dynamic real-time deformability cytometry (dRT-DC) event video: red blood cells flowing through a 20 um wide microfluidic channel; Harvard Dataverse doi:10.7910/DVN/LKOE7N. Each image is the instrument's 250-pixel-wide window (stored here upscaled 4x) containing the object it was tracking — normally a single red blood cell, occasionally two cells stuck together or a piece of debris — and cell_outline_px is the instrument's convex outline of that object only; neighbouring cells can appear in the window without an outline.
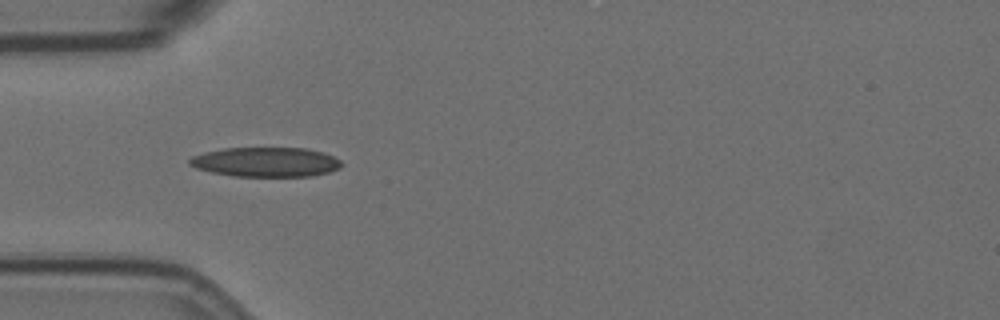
{"species": "Egyptian fruit bat (a non-hibernating species)", "species_latin": "Rousettus aegyptiacus", "temperature_condition": "room temperature", "stored_images_in_passage": 26, "camera_frame_rate_fps": 3000, "um_per_image_px": 0.085, "animal": {"sex": "female"}, "frame": {"image": 1, "passage_image": 16, "time_ms": 5.0, "image_size_px": [1000, 320], "cell_outline_px": [[344, 164], [340, 168], [328, 172], [312, 176], [232, 176], [212, 172], [196, 168], [188, 164], [188, 160], [192, 156], [204, 152], [224, 148], [304, 148], [320, 152], [332, 156], [340, 160]], "centroid_in_image_um": [22.57, 13.77], "position_along_channel_um": 62.4, "area_um2": 26.13}}
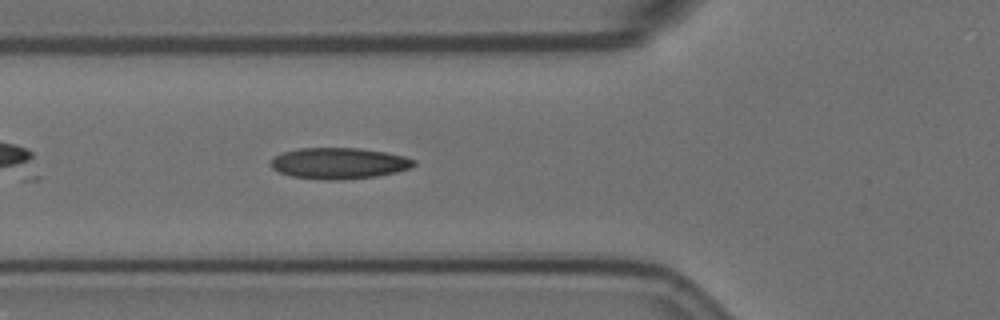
{"frame": {"image": 2, "passage_image": 19, "time_ms": 6.0, "image_size_px": [1000, 320], "cell_outline_px": [[416, 164], [408, 168], [396, 172], [376, 176], [340, 180], [328, 180], [292, 176], [280, 172], [272, 168], [268, 164], [276, 156], [284, 152], [300, 148], [360, 148], [384, 152], [404, 156], [416, 160]], "centroid_in_image_um": [28.81, 13.88], "position_along_channel_um": 97.0, "area_um2": 25.78}}